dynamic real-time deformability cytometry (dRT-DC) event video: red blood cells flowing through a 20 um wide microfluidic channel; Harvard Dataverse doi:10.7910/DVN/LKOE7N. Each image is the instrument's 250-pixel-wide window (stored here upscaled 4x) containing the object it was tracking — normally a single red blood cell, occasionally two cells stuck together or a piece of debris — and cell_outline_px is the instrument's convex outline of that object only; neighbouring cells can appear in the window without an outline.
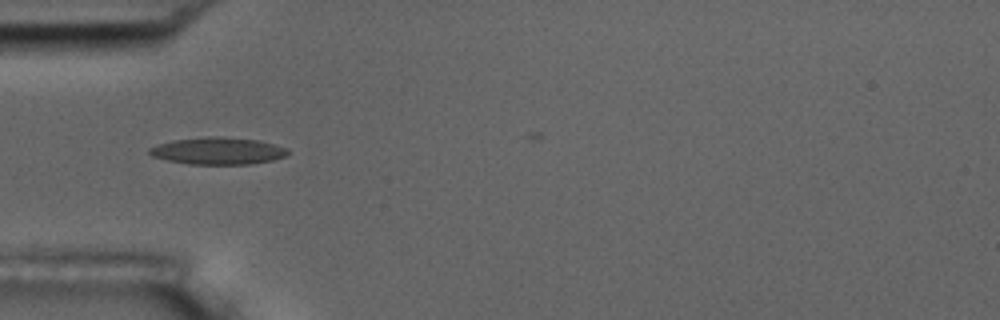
{"species": "common noctule bat (a hibernating species)", "species_latin": "Nyctalus noctula", "temperature_condition": "room temperature", "stored_images_in_passage": 6, "camera_frame_rate_fps": 3000, "um_per_image_px": 0.085, "animal": {"sex": "male", "body_mass_g": 17.5, "forearm_length_mm": 52.3}, "frame": {"image": 1, "passage_image": 3, "time_ms": 2.333, "image_size_px": [1000, 320], "cell_outline_px": [[288, 156], [272, 160], [248, 164], [188, 164], [168, 160], [152, 156], [148, 152], [148, 148], [156, 144], [172, 140], [204, 136], [216, 136], [256, 140], [288, 148]], "centroid_in_image_um": [18.48, 12.82], "position_along_channel_um": 66.5, "area_um2": 21.85}}
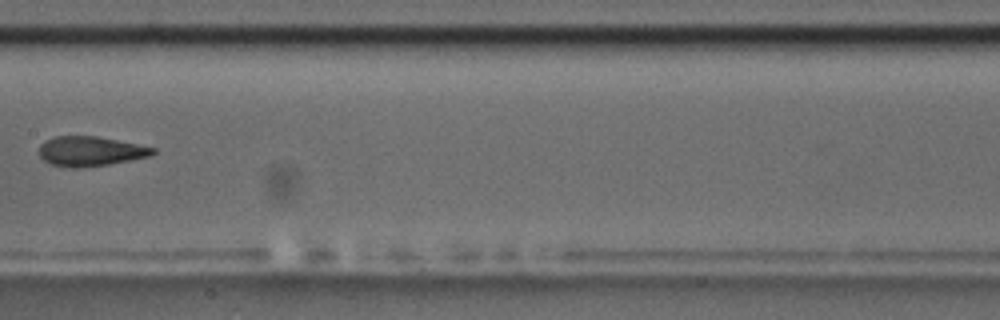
{"frame": {"image": 2, "passage_image": 6, "time_ms": 6.0, "image_size_px": [1000, 320], "cell_outline_px": [[156, 152], [152, 156], [108, 164], [80, 168], [68, 168], [52, 164], [44, 160], [40, 156], [40, 144], [44, 140], [56, 136], [96, 136], [156, 148]], "centroid_in_image_um": [7.68, 12.86], "position_along_channel_um": 199.7, "area_um2": 19.65}}